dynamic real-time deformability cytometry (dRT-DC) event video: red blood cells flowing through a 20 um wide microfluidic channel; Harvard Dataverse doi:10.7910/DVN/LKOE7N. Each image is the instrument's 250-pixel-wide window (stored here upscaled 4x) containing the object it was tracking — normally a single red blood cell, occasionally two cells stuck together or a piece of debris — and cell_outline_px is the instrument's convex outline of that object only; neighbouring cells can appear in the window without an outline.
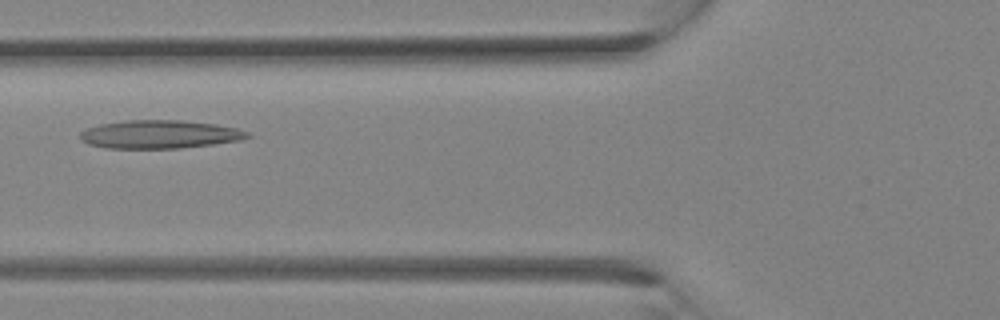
{"species": "Egyptian fruit bat (a non-hibernating species)", "species_latin": "Rousettus aegyptiacus", "temperature_condition": "room temperature", "stored_images_in_passage": 30, "camera_frame_rate_fps": 3000, "um_per_image_px": 0.085, "animal": {"sex": "female"}, "frame": {"image": 1, "passage_image": 10, "time_ms": 3.0, "image_size_px": [1000, 320], "cell_outline_px": [[252, 136], [240, 140], [212, 144], [180, 148], [104, 148], [88, 144], [80, 140], [80, 132], [88, 128], [100, 124], [128, 120], [184, 120], [216, 124], [236, 128], [248, 132]], "centroid_in_image_um": [13.56, 11.42], "position_along_channel_um": 112.2, "area_um2": 27.57}}
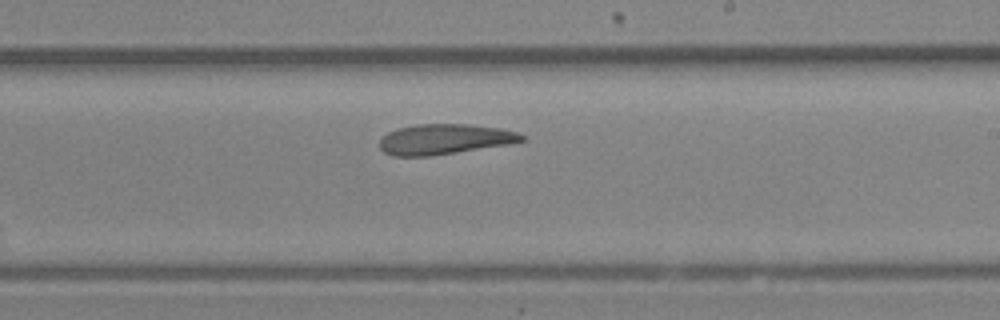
{"frame": {"image": 2, "passage_image": 17, "time_ms": 5.333, "image_size_px": [1000, 320], "cell_outline_px": [[524, 140], [508, 144], [432, 156], [392, 156], [384, 152], [380, 148], [380, 140], [388, 132], [396, 128], [416, 124], [468, 124], [500, 128], [516, 132], [524, 136]], "centroid_in_image_um": [37.74, 11.83], "position_along_channel_um": 251.3, "area_um2": 25.03}}
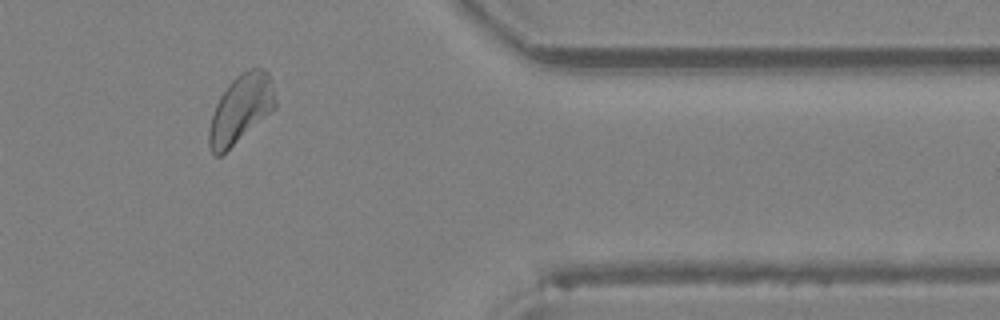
{"frame": {"image": 3, "passage_image": 25, "time_ms": 8.0, "image_size_px": [1000, 320], "cell_outline_px": [[276, 108], [220, 156], [216, 156], [212, 152], [208, 144], [208, 132], [212, 116], [216, 104], [220, 96], [228, 84], [236, 76], [252, 68], [264, 68], [268, 72], [272, 80], [276, 100]], "centroid_in_image_um": [20.48, 9.24], "position_along_channel_um": 390.9, "area_um2": 26.13}}